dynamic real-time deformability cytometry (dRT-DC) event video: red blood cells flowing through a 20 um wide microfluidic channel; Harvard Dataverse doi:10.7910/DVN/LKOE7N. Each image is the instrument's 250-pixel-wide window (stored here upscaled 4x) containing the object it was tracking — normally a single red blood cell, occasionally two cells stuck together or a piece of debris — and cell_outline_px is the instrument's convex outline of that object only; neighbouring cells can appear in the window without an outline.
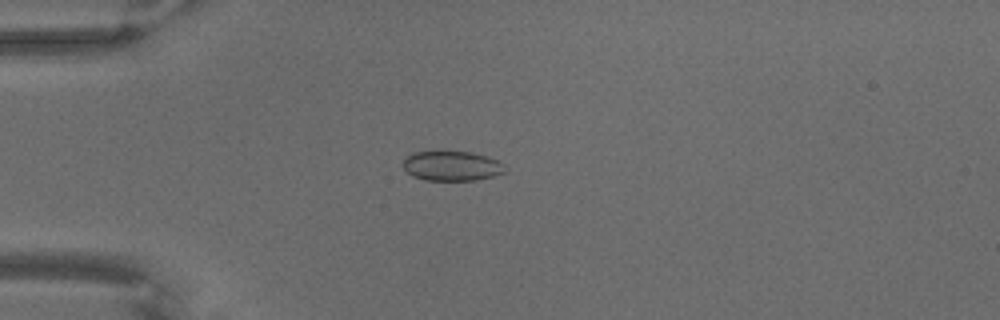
{"species": "common noctule bat (a hibernating species)", "species_latin": "Nyctalus noctula", "temperature_condition": "warm", "stored_images_in_passage": 71, "camera_frame_rate_fps": 3000, "um_per_image_px": 0.085, "animal": {"sex": "male", "body_mass_g": 18.8}, "frame": {"image": 1, "passage_image": 20, "time_ms": 6.333, "image_size_px": [1000, 320], "cell_outline_px": [[508, 172], [476, 180], [424, 180], [412, 176], [404, 168], [404, 160], [412, 152], [444, 148], [472, 152], [496, 160], [504, 164]], "centroid_in_image_um": [38.39, 14.05], "position_along_channel_um": 46.6, "area_um2": 18.38}}
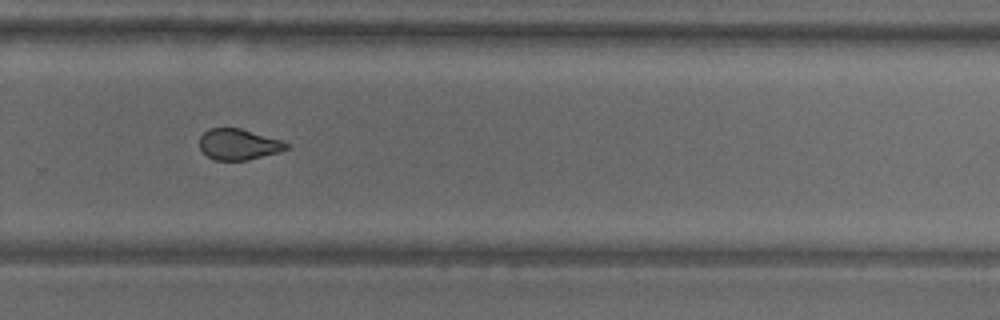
{"frame": {"image": 2, "passage_image": 49, "time_ms": 16.0, "image_size_px": [1000, 320], "cell_outline_px": [[288, 148], [280, 152], [248, 160], [216, 160], [208, 156], [200, 148], [200, 136], [208, 128], [240, 128], [280, 140], [288, 144]], "centroid_in_image_um": [20.27, 12.27], "position_along_channel_um": 309.5, "area_um2": 15.49}}
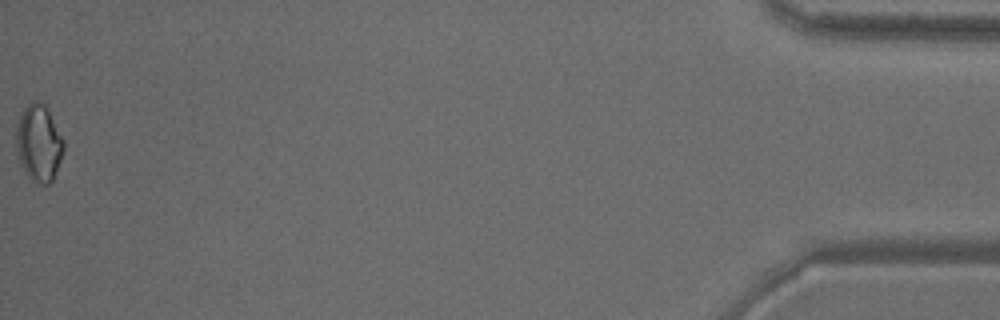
{"frame": {"image": 3, "passage_image": 71, "time_ms": 23.333, "image_size_px": [1000, 320], "cell_outline_px": [[64, 148], [60, 160], [52, 180], [48, 184], [40, 184], [32, 180], [28, 176], [20, 164], [16, 148], [16, 128], [20, 116], [24, 108], [32, 100], [36, 100], [44, 104], [48, 108], [64, 140]], "centroid_in_image_um": [3.29, 12.13], "position_along_channel_um": 431.9, "area_um2": 21.21}}